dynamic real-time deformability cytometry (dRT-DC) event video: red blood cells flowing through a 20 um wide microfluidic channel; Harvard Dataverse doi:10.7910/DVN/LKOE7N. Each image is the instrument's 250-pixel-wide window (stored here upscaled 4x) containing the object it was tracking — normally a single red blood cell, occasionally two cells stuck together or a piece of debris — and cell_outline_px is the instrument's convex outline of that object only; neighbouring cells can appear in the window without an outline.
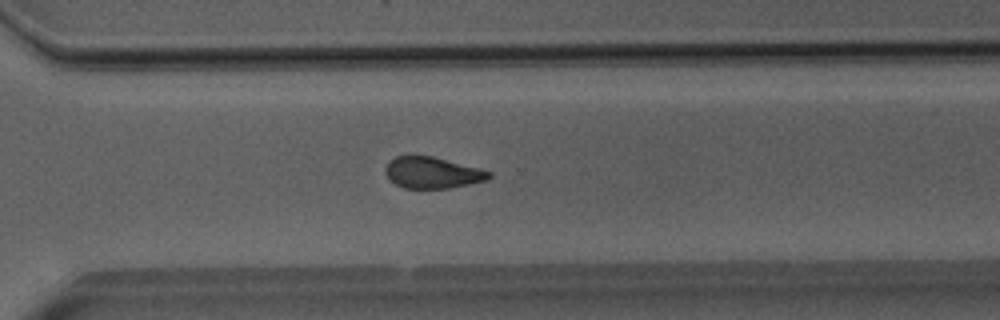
{"species": "Egyptian fruit bat (a non-hibernating species)", "species_latin": "Rousettus aegyptiacus", "temperature_condition": "room temperature", "stored_images_in_passage": 50, "camera_frame_rate_fps": 3000, "um_per_image_px": 0.085, "animal": {"sex": "male"}, "frame": {"image": 1, "passage_image": 36, "time_ms": 11.667, "image_size_px": [1000, 320], "cell_outline_px": [[492, 176], [488, 180], [448, 188], [404, 188], [396, 184], [384, 172], [384, 168], [388, 160], [396, 156], [432, 156], [480, 168], [492, 172]], "centroid_in_image_um": [36.76, 14.67], "position_along_channel_um": 333.8, "area_um2": 18.9}}
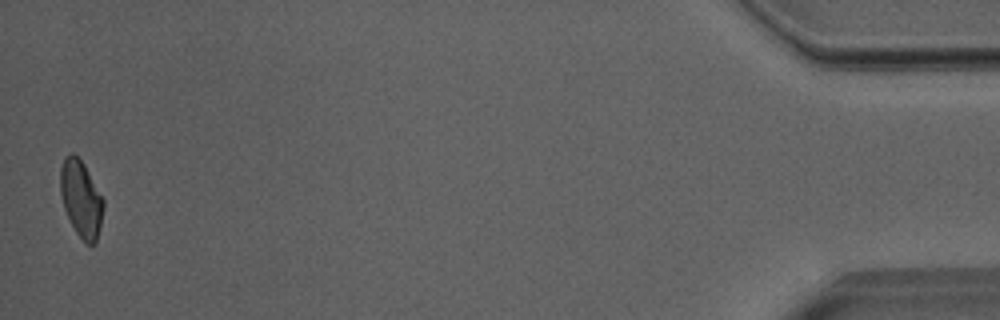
{"frame": {"image": 2, "passage_image": 50, "time_ms": 16.333, "image_size_px": [1000, 320], "cell_outline_px": [[104, 208], [96, 240], [92, 244], [88, 244], [76, 232], [64, 208], [60, 192], [60, 168], [64, 156], [72, 152], [84, 164], [104, 200]], "centroid_in_image_um": [6.88, 16.84], "position_along_channel_um": 428.3, "area_um2": 18.9}, "authors_computed_cell_mechanics": {"area_um2": 20.1722, "velocity_mm_per_s": 3.9996, "shape_relaxation_time_tau1_ms": 6.6531, "shape_relaxation_time_tau2_ms": 1.9075, "deformation_change_tau1": 0.1407, "deformation_change_tau2": 0.0718}}